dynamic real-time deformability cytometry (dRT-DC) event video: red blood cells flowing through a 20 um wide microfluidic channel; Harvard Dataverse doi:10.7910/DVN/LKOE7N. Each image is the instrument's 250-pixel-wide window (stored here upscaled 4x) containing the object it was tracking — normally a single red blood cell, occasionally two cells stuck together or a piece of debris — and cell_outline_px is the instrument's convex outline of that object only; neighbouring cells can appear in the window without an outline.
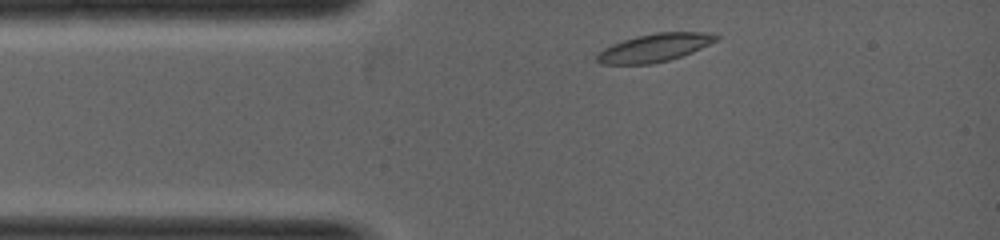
{"species": "common noctule bat (a hibernating species)", "species_latin": "Nyctalus noctula", "temperature_condition": "warm", "stored_images_in_passage": 9, "camera_frame_rate_fps": 5000, "um_per_image_px": 0.085, "animal": {"sex": "female", "body_mass_g": 19.0, "forearm_length_mm": 53.3}, "frame": {"image": 1, "passage_image": 2, "time_ms": 0.2, "image_size_px": [1000, 240], "cell_outline_px": [[720, 36], [716, 40], [692, 52], [668, 60], [652, 64], [600, 64], [596, 60], [596, 56], [604, 48], [612, 44], [636, 36], [656, 32], [708, 32]], "centroid_in_image_um": [55.62, 4.05], "position_along_channel_um": 29.4, "area_um2": 19.31}}
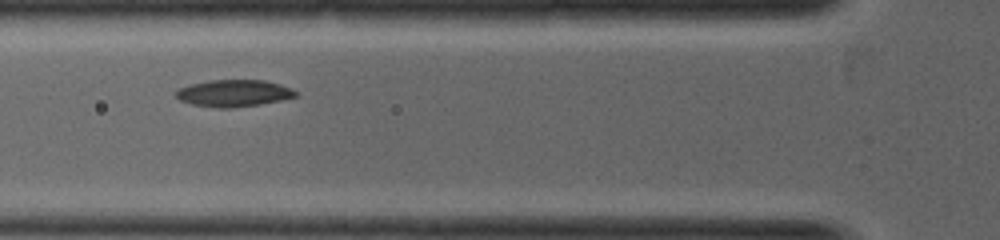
{"frame": {"image": 2, "passage_image": 7, "time_ms": 1.4, "image_size_px": [1000, 240], "cell_outline_px": [[296, 96], [280, 100], [260, 104], [232, 108], [216, 108], [192, 104], [180, 100], [176, 96], [176, 88], [208, 80], [264, 80], [280, 84], [292, 88], [296, 92]], "centroid_in_image_um": [19.84, 7.92], "position_along_channel_um": 106.0, "area_um2": 18.73}}
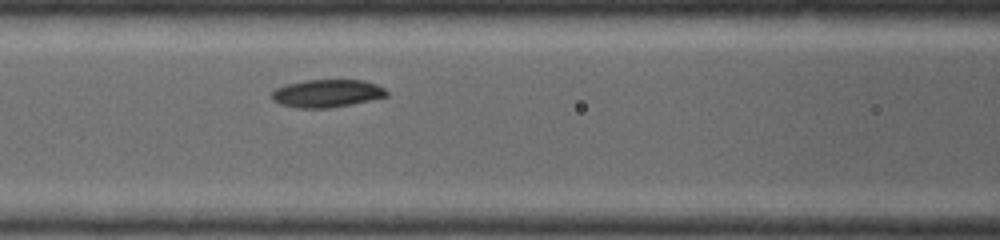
{"frame": {"image": 3, "passage_image": 9, "time_ms": 1.8, "image_size_px": [1000, 240], "cell_outline_px": [[388, 96], [352, 104], [328, 108], [296, 108], [280, 104], [272, 100], [272, 92], [276, 88], [288, 84], [304, 80], [364, 80], [376, 84], [384, 88], [388, 92]], "centroid_in_image_um": [27.79, 7.94], "position_along_channel_um": 138.8, "area_um2": 18.61}}